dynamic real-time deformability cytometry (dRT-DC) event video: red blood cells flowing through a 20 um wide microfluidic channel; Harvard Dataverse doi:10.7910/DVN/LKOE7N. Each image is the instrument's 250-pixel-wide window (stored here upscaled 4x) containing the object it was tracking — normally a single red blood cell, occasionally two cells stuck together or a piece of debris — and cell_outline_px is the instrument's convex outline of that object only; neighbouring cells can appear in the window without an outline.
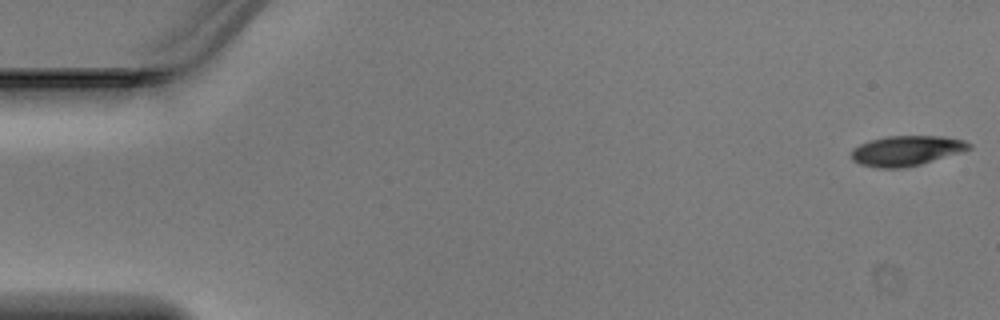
{"species": "Egyptian fruit bat (a non-hibernating species)", "species_latin": "Rousettus aegyptiacus", "temperature_condition": "warm", "stored_images_in_passage": 4, "camera_frame_rate_fps": 3000, "um_per_image_px": 0.085, "animal": {"sex": "male"}, "frame": {"image": 1, "passage_image": 1, "time_ms": 0.0, "image_size_px": [1000, 320], "cell_outline_px": [[972, 148], [960, 152], [920, 164], [904, 168], [876, 168], [860, 164], [852, 160], [852, 148], [860, 144], [872, 140], [888, 136], [944, 136], [964, 140], [972, 144]], "centroid_in_image_um": [77.04, 12.81], "position_along_channel_um": 8.0, "area_um2": 20.52}}
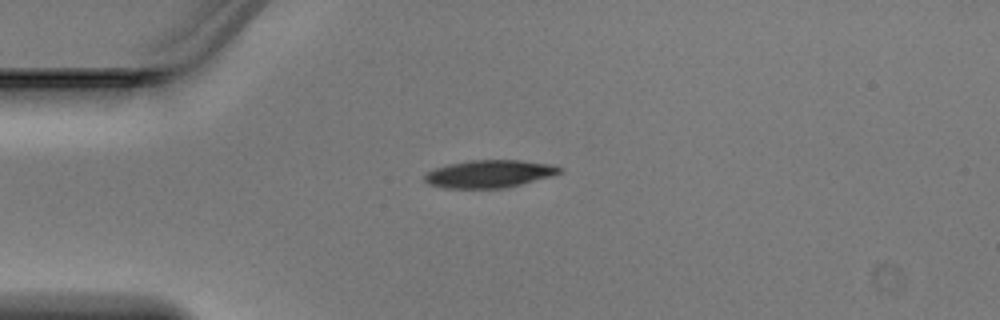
{"frame": {"image": 2, "passage_image": 4, "time_ms": 1.0, "image_size_px": [1000, 320], "cell_outline_px": [[564, 172], [552, 176], [504, 188], [444, 188], [428, 184], [424, 180], [424, 176], [428, 172], [436, 168], [448, 164], [472, 160], [520, 160], [556, 164], [564, 168]], "centroid_in_image_um": [41.66, 14.77], "position_along_channel_um": 43.3, "area_um2": 21.91}}